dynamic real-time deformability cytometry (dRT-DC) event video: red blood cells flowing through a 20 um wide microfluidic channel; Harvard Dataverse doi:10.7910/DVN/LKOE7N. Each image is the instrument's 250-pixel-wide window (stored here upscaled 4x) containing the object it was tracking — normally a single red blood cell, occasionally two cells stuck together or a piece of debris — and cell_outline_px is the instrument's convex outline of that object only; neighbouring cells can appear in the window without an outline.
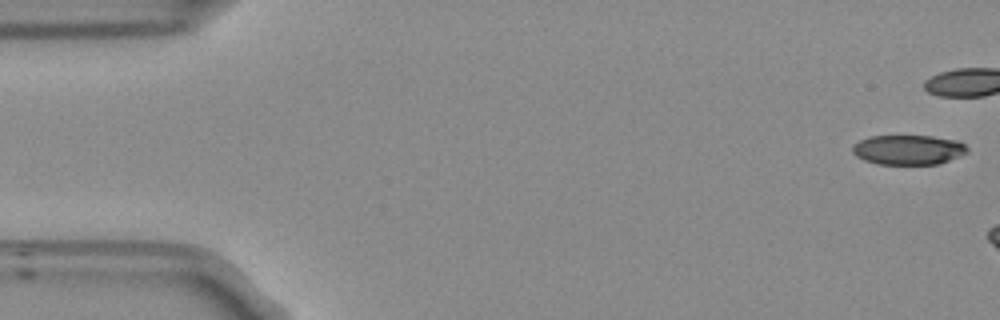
{"species": "Egyptian fruit bat (a non-hibernating species)", "species_latin": "Rousettus aegyptiacus", "temperature_condition": "room temperature", "stored_images_in_passage": 8, "camera_frame_rate_fps": 3000, "um_per_image_px": 0.085, "frame": {"image": 1, "passage_image": 1, "time_ms": 0.0, "image_size_px": [1000, 320], "cell_outline_px": [[968, 152], [960, 156], [940, 164], [876, 164], [864, 160], [856, 156], [852, 152], [852, 144], [868, 136], [932, 136], [956, 140], [964, 144], [968, 148]], "centroid_in_image_um": [77.19, 12.73], "position_along_channel_um": 7.8, "area_um2": 20.06}}